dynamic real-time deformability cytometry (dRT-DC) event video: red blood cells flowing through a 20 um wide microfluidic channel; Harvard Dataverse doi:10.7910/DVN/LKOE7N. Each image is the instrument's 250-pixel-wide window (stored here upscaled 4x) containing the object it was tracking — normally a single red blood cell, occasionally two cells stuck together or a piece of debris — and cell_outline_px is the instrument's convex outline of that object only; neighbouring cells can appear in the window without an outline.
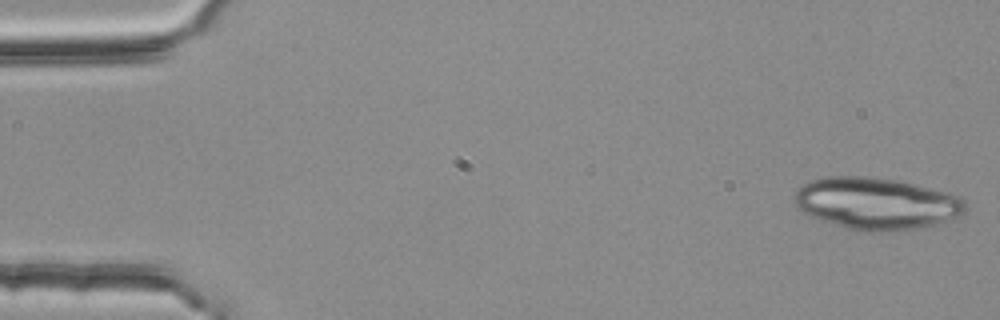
{"species": "common noctule bat (a hibernating species)", "species_latin": "Nyctalus noctula", "temperature_condition": "room temperature", "stored_images_in_passage": 53, "segment_of_instrument_passage": [1, 3], "camera_frame_rate_fps": 3000, "um_per_image_px": 0.085, "animal": {"sex": "female", "body_mass_g": 25.1}, "frame": {"image": 1, "passage_image": 1, "time_ms": 0.0, "image_size_px": [1000, 320], "cell_outline_px": [[968, 208], [960, 216], [936, 224], [888, 232], [864, 232], [848, 228], [820, 220], [800, 212], [796, 208], [796, 188], [800, 184], [812, 180], [828, 176], [868, 176], [896, 180], [948, 192], [964, 200]], "centroid_in_image_um": [74.46, 17.29], "position_along_channel_um": 10.5, "area_um2": 51.85}}